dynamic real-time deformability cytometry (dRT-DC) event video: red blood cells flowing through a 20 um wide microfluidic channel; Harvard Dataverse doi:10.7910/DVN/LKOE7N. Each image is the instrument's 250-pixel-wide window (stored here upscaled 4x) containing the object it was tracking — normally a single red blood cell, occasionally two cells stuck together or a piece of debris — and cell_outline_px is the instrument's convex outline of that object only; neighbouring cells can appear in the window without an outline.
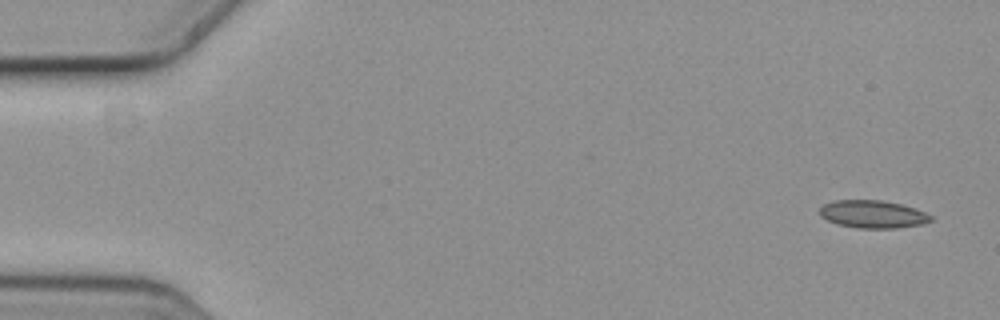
{"species": "common noctule bat (a hibernating species)", "species_latin": "Nyctalus noctula", "temperature_condition": "cold", "stored_images_in_passage": 4, "camera_frame_rate_fps": 3000, "um_per_image_px": 0.085, "animal": {"sex": "female", "body_mass_g": 19.3, "forearm_length_mm": 54.1}, "frame": {"image": 1, "passage_image": 1, "time_ms": 0.0, "image_size_px": [1000, 320], "cell_outline_px": [[932, 220], [920, 224], [896, 228], [856, 228], [836, 224], [820, 216], [820, 208], [824, 204], [836, 200], [880, 200], [900, 204], [916, 208], [932, 216]], "centroid_in_image_um": [74.17, 18.21], "position_along_channel_um": 10.8, "area_um2": 17.86}}